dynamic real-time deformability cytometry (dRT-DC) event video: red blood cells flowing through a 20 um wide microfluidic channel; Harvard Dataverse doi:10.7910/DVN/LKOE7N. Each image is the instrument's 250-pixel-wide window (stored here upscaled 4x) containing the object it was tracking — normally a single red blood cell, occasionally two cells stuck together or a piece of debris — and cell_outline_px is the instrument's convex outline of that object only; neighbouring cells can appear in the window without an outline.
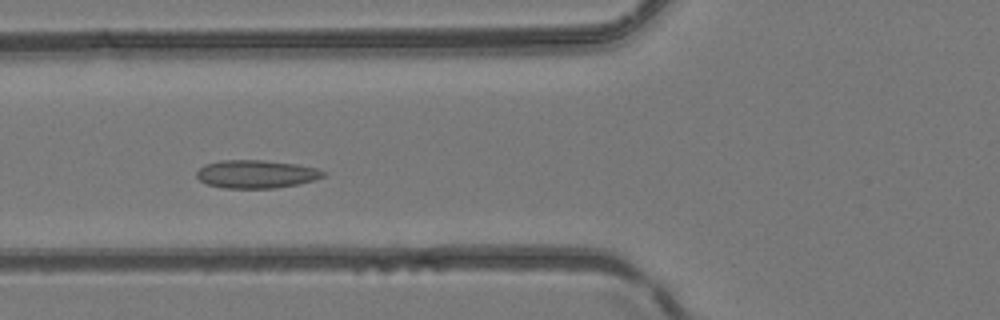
{"species": "common noctule bat (a hibernating species)", "species_latin": "Nyctalus noctula", "temperature_condition": "room temperature", "stored_images_in_passage": 4, "camera_frame_rate_fps": 3000, "um_per_image_px": 0.085, "animal": {"sex": "female", "body_mass_g": 24.6, "forearm_length_mm": 56.2}, "frame": {"image": 1, "passage_image": 4, "time_ms": 1.0, "image_size_px": [1000, 320], "cell_outline_px": [[328, 172], [324, 176], [312, 180], [296, 184], [276, 188], [224, 188], [208, 184], [200, 180], [196, 176], [196, 172], [204, 164], [220, 160], [264, 160], [296, 164], [316, 168]], "centroid_in_image_um": [21.76, 14.79], "position_along_channel_um": 104.0, "area_um2": 20.69}}